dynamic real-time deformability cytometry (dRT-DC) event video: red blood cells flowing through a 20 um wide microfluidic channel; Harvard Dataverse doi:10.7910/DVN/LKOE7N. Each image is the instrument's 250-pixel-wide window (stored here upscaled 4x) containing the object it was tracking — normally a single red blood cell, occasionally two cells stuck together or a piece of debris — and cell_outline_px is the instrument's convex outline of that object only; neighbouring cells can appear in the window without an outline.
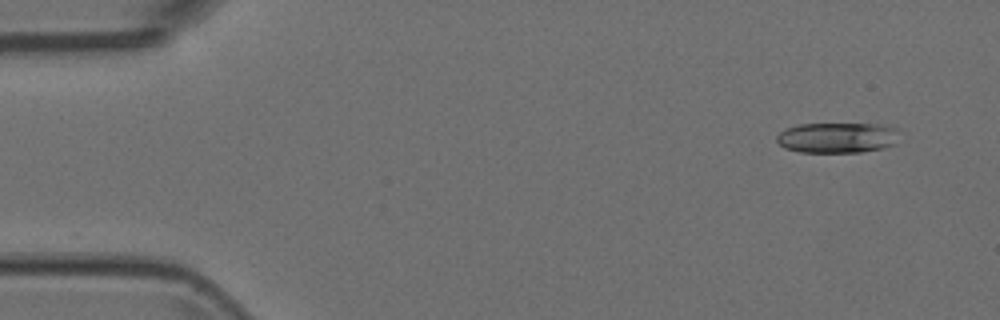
{"species": "Egyptian fruit bat (a non-hibernating species)", "species_latin": "Rousettus aegyptiacus", "temperature_condition": "room temperature", "stored_images_in_passage": 6, "segment_of_instrument_passage": [2, 2], "camera_frame_rate_fps": 3000, "um_per_image_px": 0.085, "animal": {"sex": "female"}, "frame": {"image": 1, "passage_image": 6, "time_ms": 1.667, "image_size_px": [1000, 320], "cell_outline_px": [[896, 144], [884, 148], [860, 152], [800, 152], [784, 148], [776, 140], [776, 136], [784, 128], [796, 124], [880, 124], [896, 128]], "centroid_in_image_um": [71.12, 11.7], "position_along_channel_um": 13.9, "area_um2": 21.85}}